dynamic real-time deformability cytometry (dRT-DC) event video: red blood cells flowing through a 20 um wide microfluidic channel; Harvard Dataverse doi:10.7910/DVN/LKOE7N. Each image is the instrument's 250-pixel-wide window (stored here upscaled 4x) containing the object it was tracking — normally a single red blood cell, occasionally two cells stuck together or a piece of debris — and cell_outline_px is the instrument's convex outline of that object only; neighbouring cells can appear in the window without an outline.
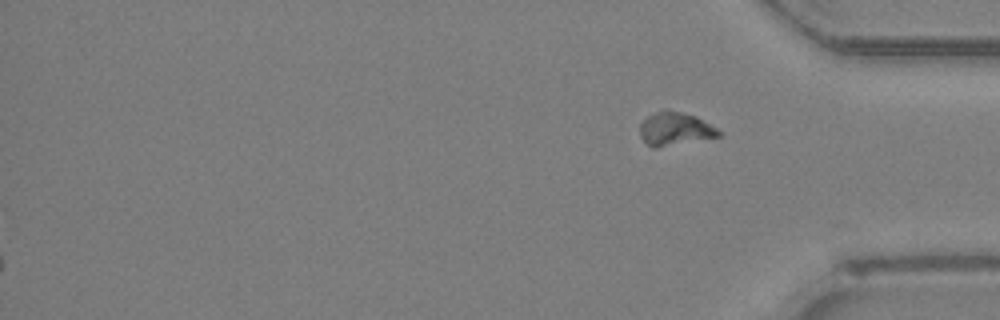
{"species": "Egyptian fruit bat (a non-hibernating species)", "species_latin": "Rousettus aegyptiacus", "temperature_condition": "room temperature", "stored_images_in_passage": 34, "segment_of_instrument_passage": [2, 2], "camera_frame_rate_fps": 3000, "um_per_image_px": 0.085, "animal": {"sex": "female"}, "frame": {"image": 1, "passage_image": 34, "time_ms": 11.0, "image_size_px": [1000, 320], "cell_outline_px": [[720, 136], [656, 148], [652, 148], [640, 136], [640, 124], [648, 116], [664, 108], [696, 116], [716, 128], [720, 132]], "centroid_in_image_um": [57.35, 10.95], "position_along_channel_um": 377.9, "area_um2": 15.09}}